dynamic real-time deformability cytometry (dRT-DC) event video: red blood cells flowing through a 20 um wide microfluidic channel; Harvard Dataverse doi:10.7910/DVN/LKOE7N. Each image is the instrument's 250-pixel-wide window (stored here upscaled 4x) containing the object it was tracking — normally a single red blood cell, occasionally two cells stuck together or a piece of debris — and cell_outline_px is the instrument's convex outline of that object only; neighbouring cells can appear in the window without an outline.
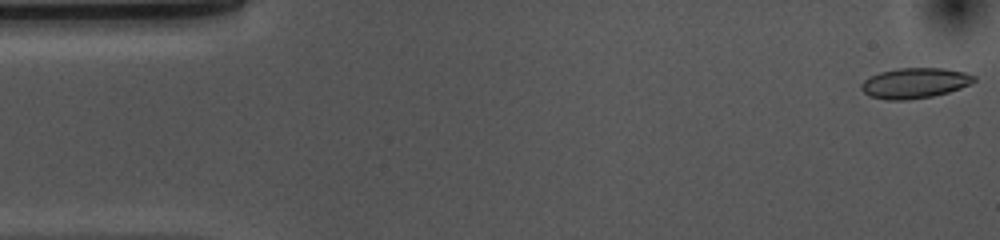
{"species": "common noctule bat (a hibernating species)", "species_latin": "Nyctalus noctula", "temperature_condition": "cold", "stored_images_in_passage": 46, "camera_frame_rate_fps": 3000, "um_per_image_px": 0.085, "animal": {"sex": "female", "body_mass_g": 10.0, "forearm_length_mm": 53.1}, "frame": {"image": 1, "passage_image": 1, "time_ms": 0.0, "image_size_px": [1000, 240], "cell_outline_px": [[976, 80], [960, 88], [948, 92], [932, 96], [904, 100], [888, 100], [868, 96], [860, 88], [860, 84], [864, 80], [880, 72], [900, 68], [944, 68], [964, 72], [976, 76]], "centroid_in_image_um": [77.74, 7.06], "position_along_channel_um": 7.3, "area_um2": 19.83}}
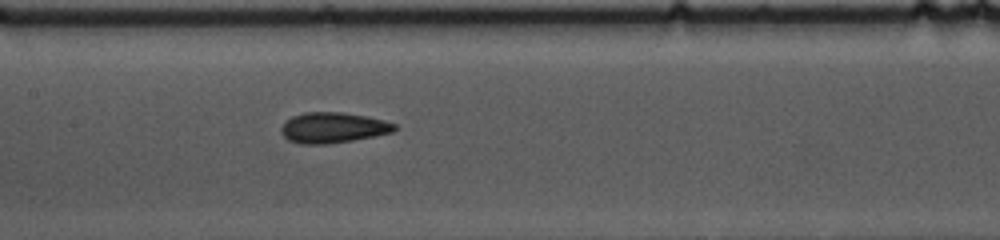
{"frame": {"image": 2, "passage_image": 24, "time_ms": 7.667, "image_size_px": [1000, 240], "cell_outline_px": [[396, 128], [392, 132], [352, 140], [328, 144], [300, 144], [288, 140], [280, 132], [280, 128], [292, 116], [304, 112], [344, 112], [384, 120], [396, 124]], "centroid_in_image_um": [28.27, 10.85], "position_along_channel_um": 179.1, "area_um2": 20.06}}
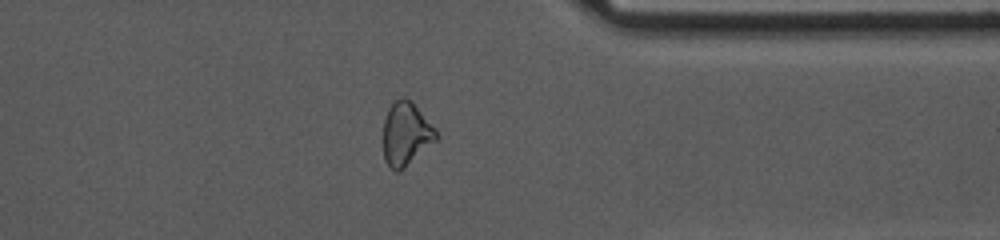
{"frame": {"image": 3, "passage_image": 41, "time_ms": 13.333, "image_size_px": [1000, 240], "cell_outline_px": [[440, 136], [436, 140], [404, 168], [396, 172], [384, 160], [384, 120], [388, 108], [396, 100], [404, 96], [412, 100], [436, 128]], "centroid_in_image_um": [34.54, 11.34], "position_along_channel_um": 376.9, "area_um2": 19.59}, "authors_computed_cell_mechanics": {"area_um2": 19.7387, "velocity_mm_per_s": 3.6805, "shape_relaxation_time_tau1_ms": 7.2989, "shape_relaxation_time_tau2_ms": 2.5541, "deformation_change_tau1": 0.1483, "deformation_change_tau2": 0.0915}}